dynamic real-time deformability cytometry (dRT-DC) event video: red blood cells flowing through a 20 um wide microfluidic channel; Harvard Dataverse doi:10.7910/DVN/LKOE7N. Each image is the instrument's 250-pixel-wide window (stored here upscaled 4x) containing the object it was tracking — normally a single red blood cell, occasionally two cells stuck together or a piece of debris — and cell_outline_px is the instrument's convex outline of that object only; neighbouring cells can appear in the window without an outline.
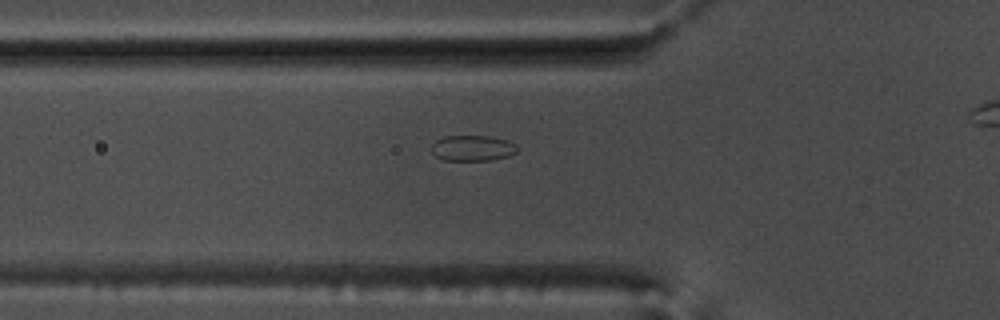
{"species": "common noctule bat (a hibernating species)", "species_latin": "Nyctalus noctula", "temperature_condition": "warm", "stored_images_in_passage": 32, "camera_frame_rate_fps": 3000, "um_per_image_px": 0.085, "animal": {"sex": "male", "body_mass_g": 17.5, "forearm_length_mm": 52.3}, "frame": {"image": 1, "passage_image": 3, "time_ms": 0.667, "image_size_px": [1000, 320], "cell_outline_px": [[516, 152], [508, 156], [492, 160], [444, 160], [436, 156], [432, 152], [432, 144], [436, 140], [444, 136], [492, 136], [508, 140], [516, 144]], "centroid_in_image_um": [40.17, 12.58], "position_along_channel_um": 85.6, "area_um2": 12.83}}
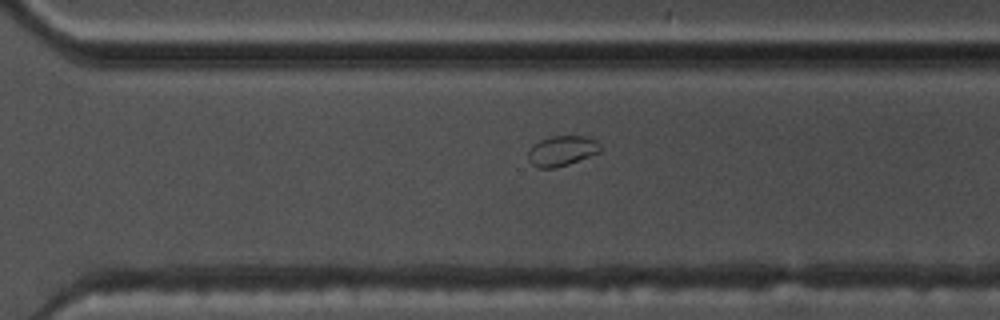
{"frame": {"image": 2, "passage_image": 22, "time_ms": 7.0, "image_size_px": [1000, 320], "cell_outline_px": [[600, 152], [568, 164], [556, 168], [536, 168], [528, 160], [528, 152], [532, 144], [540, 140], [552, 136], [588, 136], [596, 140], [600, 144]], "centroid_in_image_um": [47.74, 12.82], "position_along_channel_um": 322.9, "area_um2": 12.77}}
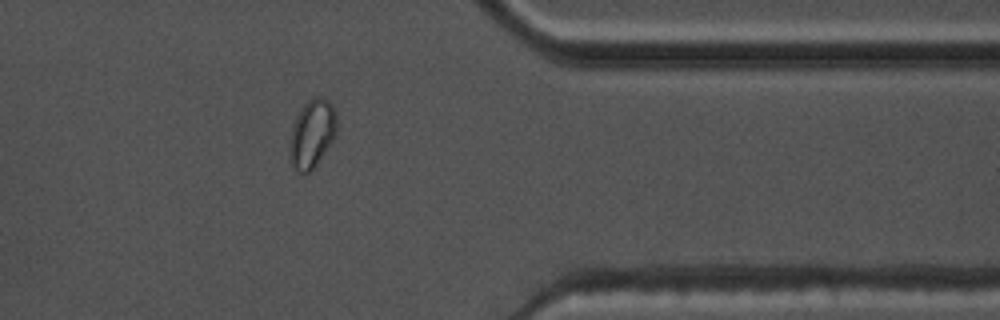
{"frame": {"image": 3, "passage_image": 28, "time_ms": 9.0, "image_size_px": [1000, 320], "cell_outline_px": [[336, 132], [332, 140], [312, 168], [308, 172], [300, 172], [292, 168], [292, 124], [296, 116], [304, 104], [308, 100], [316, 96], [320, 96], [328, 100], [332, 104], [336, 112]], "centroid_in_image_um": [26.55, 11.28], "position_along_channel_um": 384.9, "area_um2": 17.92}}